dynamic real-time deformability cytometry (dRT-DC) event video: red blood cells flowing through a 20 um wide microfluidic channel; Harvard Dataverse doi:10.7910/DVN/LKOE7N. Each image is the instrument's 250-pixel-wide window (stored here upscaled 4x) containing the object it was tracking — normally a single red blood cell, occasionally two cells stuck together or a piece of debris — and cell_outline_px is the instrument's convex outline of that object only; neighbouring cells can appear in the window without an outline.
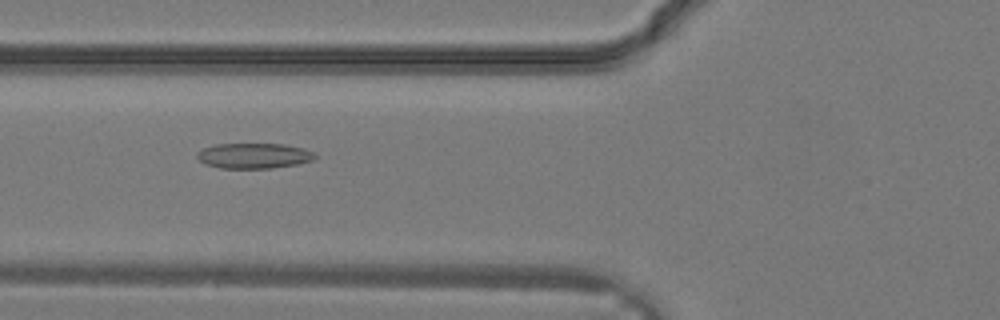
{"species": "common noctule bat (a hibernating species)", "species_latin": "Nyctalus noctula", "temperature_condition": "warm", "stored_images_in_passage": 33, "camera_frame_rate_fps": 3000, "um_per_image_px": 0.085, "animal": {"sex": "male", "body_mass_g": 19.2, "forearm_length_mm": 51.8}, "frame": {"image": 1, "passage_image": 13, "time_ms": 4.0, "image_size_px": [1000, 320], "cell_outline_px": [[316, 156], [312, 160], [296, 164], [272, 168], [220, 168], [204, 164], [196, 156], [196, 152], [204, 148], [216, 144], [284, 144], [304, 148], [312, 152]], "centroid_in_image_um": [21.55, 13.24], "position_along_channel_um": 104.3, "area_um2": 17.34}}
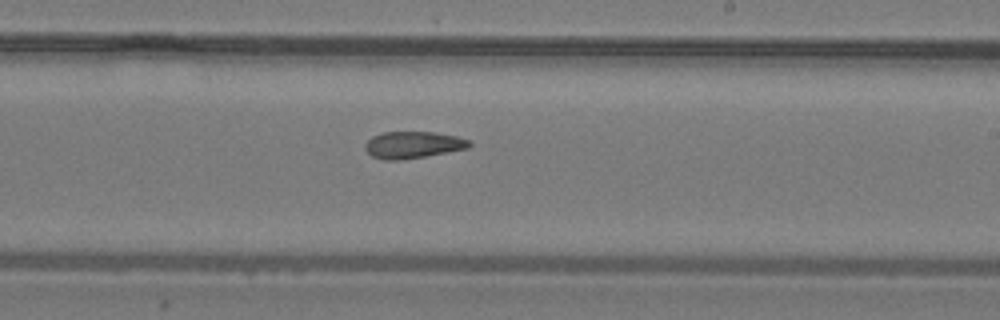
{"frame": {"image": 2, "passage_image": 20, "time_ms": 6.333, "image_size_px": [1000, 320], "cell_outline_px": [[472, 144], [468, 148], [448, 152], [400, 160], [384, 160], [372, 156], [364, 148], [364, 144], [372, 136], [384, 132], [436, 132], [456, 136], [468, 140]], "centroid_in_image_um": [35.08, 12.31], "position_along_channel_um": 253.9, "area_um2": 16.24}}
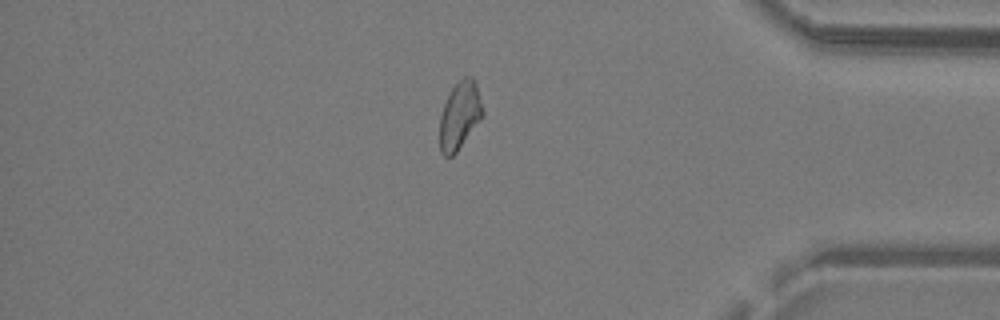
{"frame": {"image": 3, "passage_image": 28, "time_ms": 9.0, "image_size_px": [1000, 320], "cell_outline_px": [[484, 116], [456, 152], [452, 156], [444, 156], [440, 152], [440, 116], [444, 104], [452, 88], [464, 76], [472, 76], [476, 84], [484, 112]], "centroid_in_image_um": [39.08, 9.82], "position_along_channel_um": 396.1, "area_um2": 16.82}}